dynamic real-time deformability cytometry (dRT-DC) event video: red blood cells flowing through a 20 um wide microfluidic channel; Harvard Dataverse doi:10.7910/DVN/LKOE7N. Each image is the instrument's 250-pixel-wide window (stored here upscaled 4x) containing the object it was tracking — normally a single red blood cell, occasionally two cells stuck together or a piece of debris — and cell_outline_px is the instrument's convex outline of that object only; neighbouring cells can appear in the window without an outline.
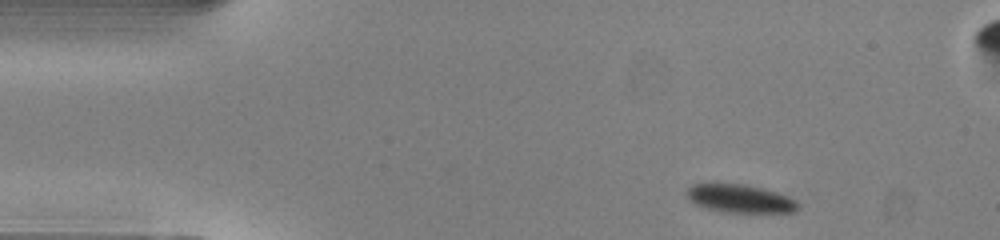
{"species": "common noctule bat (a hibernating species)", "species_latin": "Nyctalus noctula", "temperature_condition": "warm", "stored_images_in_passage": 45, "camera_frame_rate_fps": 3000, "um_per_image_px": 0.085, "animal": {"sex": "male", "body_mass_g": 13.0, "forearm_length_mm": 53.1}, "frame": {"image": 1, "passage_image": 1, "time_ms": 0.0, "image_size_px": [1000, 240], "cell_outline_px": [[800, 204], [792, 212], [720, 212], [696, 204], [688, 200], [684, 196], [684, 192], [692, 184], [744, 184], [764, 188], [776, 192], [796, 200]], "centroid_in_image_um": [62.84, 16.87], "position_along_channel_um": 22.2, "area_um2": 18.26}}
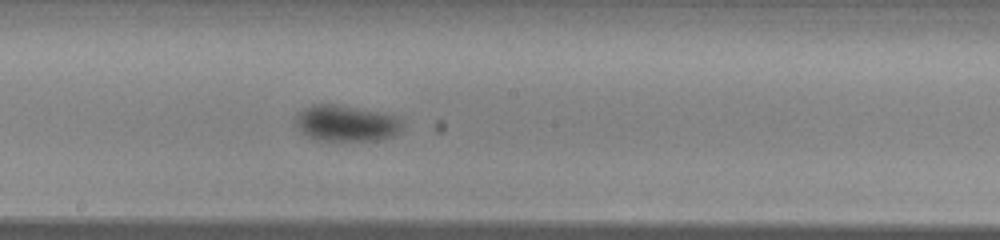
{"frame": {"image": 2, "passage_image": 21, "time_ms": 6.667, "image_size_px": [1000, 240], "cell_outline_px": [[404, 128], [400, 132], [392, 136], [380, 140], [316, 140], [308, 136], [296, 124], [296, 116], [304, 108], [312, 104], [340, 104], [376, 112], [392, 116], [404, 120]], "centroid_in_image_um": [29.46, 10.48], "position_along_channel_um": 218.7, "area_um2": 22.31}}
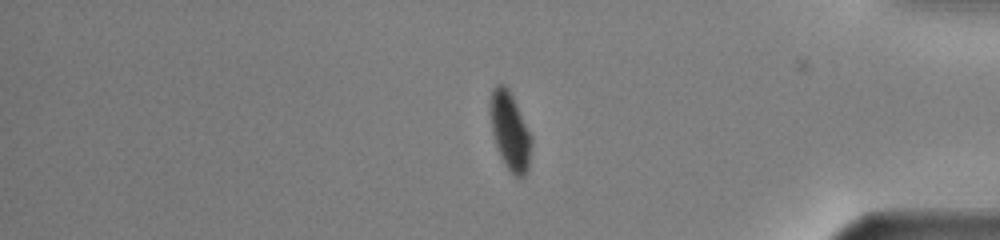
{"frame": {"image": 3, "passage_image": 36, "time_ms": 11.667, "image_size_px": [1000, 240], "cell_outline_px": [[532, 144], [528, 168], [524, 176], [516, 176], [504, 164], [496, 148], [492, 132], [488, 104], [492, 88], [496, 84], [504, 84], [508, 88], [532, 136]], "centroid_in_image_um": [43.32, 11.11], "position_along_channel_um": 391.9, "area_um2": 18.84}, "authors_computed_cell_mechanics": {"area_um2": 20.9236, "velocity_mm_per_s": 4.0666, "shape_relaxation_time_tau1_ms": 2.475, "shape_relaxation_time_tau2_ms": null, "deformation_change_tau1": 0.0828, "deformation_change_tau2": null}}